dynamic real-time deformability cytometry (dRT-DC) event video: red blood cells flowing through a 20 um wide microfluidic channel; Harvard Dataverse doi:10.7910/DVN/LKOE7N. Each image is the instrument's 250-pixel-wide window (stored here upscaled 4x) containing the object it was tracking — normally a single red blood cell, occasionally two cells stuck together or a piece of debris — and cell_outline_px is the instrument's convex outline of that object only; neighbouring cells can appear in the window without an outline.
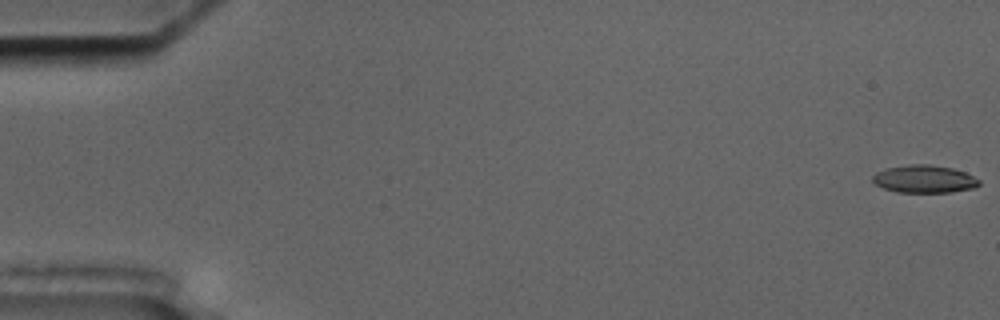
{"species": "common noctule bat (a hibernating species)", "species_latin": "Nyctalus noctula", "temperature_condition": "cold", "stored_images_in_passage": 5, "camera_frame_rate_fps": 3000, "um_per_image_px": 0.085, "animal": {"sex": "male", "body_mass_g": 17.5, "forearm_length_mm": 52.3}, "frame": {"image": 1, "passage_image": 1, "time_ms": 0.0, "image_size_px": [1000, 320], "cell_outline_px": [[980, 184], [976, 188], [952, 192], [896, 192], [884, 188], [876, 184], [872, 180], [872, 176], [876, 172], [888, 168], [908, 164], [928, 164], [952, 168], [964, 172], [980, 180]], "centroid_in_image_um": [78.58, 15.22], "position_along_channel_um": 6.4, "area_um2": 17.17}}
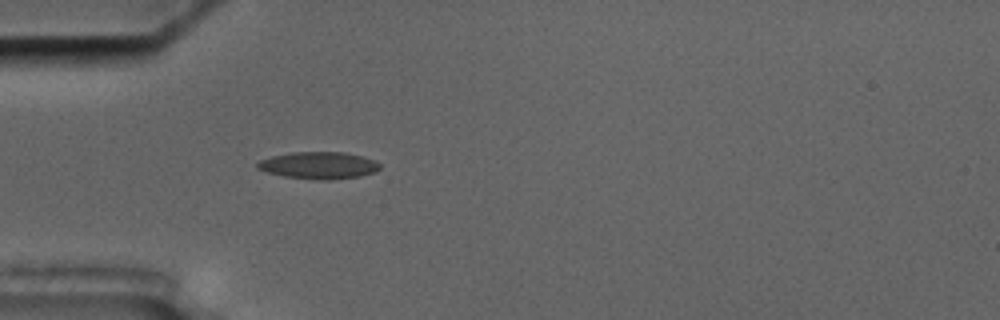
{"frame": {"image": 2, "passage_image": 5, "time_ms": 5.667, "image_size_px": [1000, 320], "cell_outline_px": [[380, 168], [376, 172], [360, 176], [328, 180], [320, 180], [284, 176], [268, 172], [256, 168], [256, 164], [260, 160], [272, 156], [292, 152], [344, 152], [376, 160], [380, 164]], "centroid_in_image_um": [27.11, 14.05], "position_along_channel_um": 57.9, "area_um2": 19.25}}